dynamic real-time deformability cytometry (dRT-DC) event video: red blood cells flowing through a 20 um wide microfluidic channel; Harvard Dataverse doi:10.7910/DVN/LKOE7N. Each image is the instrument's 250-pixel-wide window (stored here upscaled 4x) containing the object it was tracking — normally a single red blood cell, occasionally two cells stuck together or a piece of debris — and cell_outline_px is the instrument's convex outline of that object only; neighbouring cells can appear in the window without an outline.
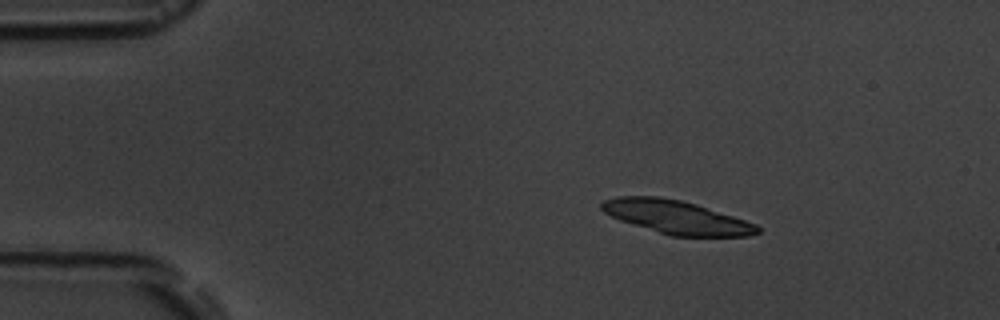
{"species": "common noctule bat (a hibernating species)", "species_latin": "Nyctalus noctula", "temperature_condition": "room temperature", "stored_images_in_passage": 4, "camera_frame_rate_fps": 3000, "um_per_image_px": 0.085, "animal": {"sex": "male", "body_mass_g": 19.5, "forearm_length_mm": 54.6}, "frame": {"image": 1, "passage_image": 2, "time_ms": 1.333, "image_size_px": [1000, 320], "cell_outline_px": [[760, 232], [748, 236], [672, 236], [632, 224], [620, 220], [604, 212], [600, 208], [600, 204], [604, 200], [616, 196], [660, 196], [680, 200], [696, 204], [756, 224], [760, 228]], "centroid_in_image_um": [57.47, 18.45], "position_along_channel_um": 27.5, "area_um2": 30.06}}